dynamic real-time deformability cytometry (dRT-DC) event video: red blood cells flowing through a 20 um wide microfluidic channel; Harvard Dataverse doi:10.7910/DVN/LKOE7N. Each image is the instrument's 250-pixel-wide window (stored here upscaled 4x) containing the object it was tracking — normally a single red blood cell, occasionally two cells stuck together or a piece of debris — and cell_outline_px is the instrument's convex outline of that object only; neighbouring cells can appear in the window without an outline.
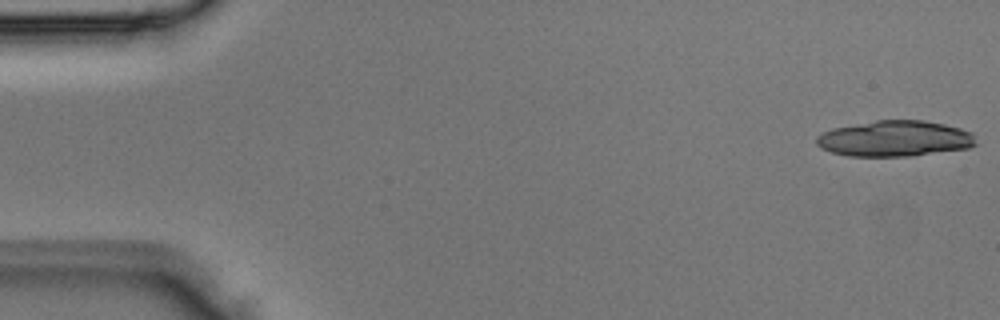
{"species": "Egyptian fruit bat (a non-hibernating species)", "species_latin": "Rousettus aegyptiacus", "temperature_condition": "room temperature", "stored_images_in_passage": 3, "camera_frame_rate_fps": 3000, "um_per_image_px": 0.085, "animal": {"sex": "male"}, "frame": {"image": 1, "passage_image": 1, "time_ms": 0.0, "image_size_px": [1000, 320], "cell_outline_px": [[976, 144], [968, 148], [908, 156], [848, 156], [832, 152], [820, 148], [816, 144], [816, 136], [832, 128], [876, 120], [924, 120], [944, 124], [960, 128], [972, 132]], "centroid_in_image_um": [76.03, 11.77], "position_along_channel_um": 9.0, "area_um2": 33.23}}